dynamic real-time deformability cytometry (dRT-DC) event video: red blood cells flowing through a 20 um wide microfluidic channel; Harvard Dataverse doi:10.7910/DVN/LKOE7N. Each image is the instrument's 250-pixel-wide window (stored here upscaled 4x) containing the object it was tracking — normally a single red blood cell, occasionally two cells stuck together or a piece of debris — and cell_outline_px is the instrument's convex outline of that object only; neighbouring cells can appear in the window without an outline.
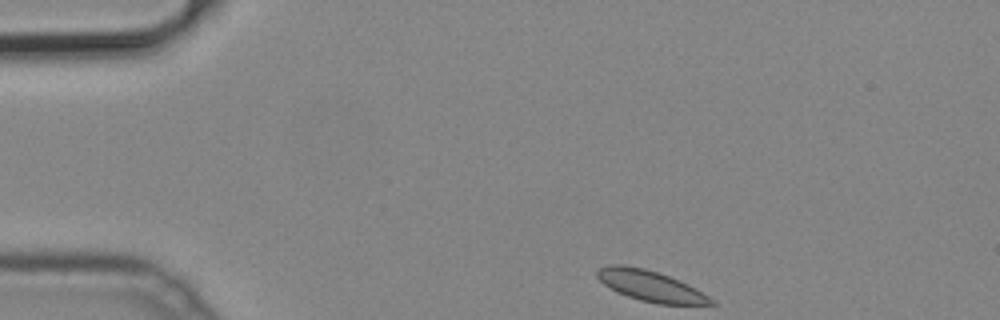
{"species": "common noctule bat (a hibernating species)", "species_latin": "Nyctalus noctula", "temperature_condition": "cold", "stored_images_in_passage": 41, "camera_frame_rate_fps": 3000, "um_per_image_px": 0.085, "animal": {"sex": "male", "body_mass_g": 19.2, "forearm_length_mm": 51.8}, "frame": {"image": 1, "passage_image": 1, "time_ms": 0.0, "image_size_px": [1000, 320], "cell_outline_px": [[716, 304], [656, 304], [640, 300], [616, 292], [604, 284], [596, 276], [596, 272], [600, 268], [608, 264], [620, 264], [644, 268], [668, 276], [688, 284], [716, 300]], "centroid_in_image_um": [55.28, 24.3], "position_along_channel_um": 29.7, "area_um2": 20.29}}
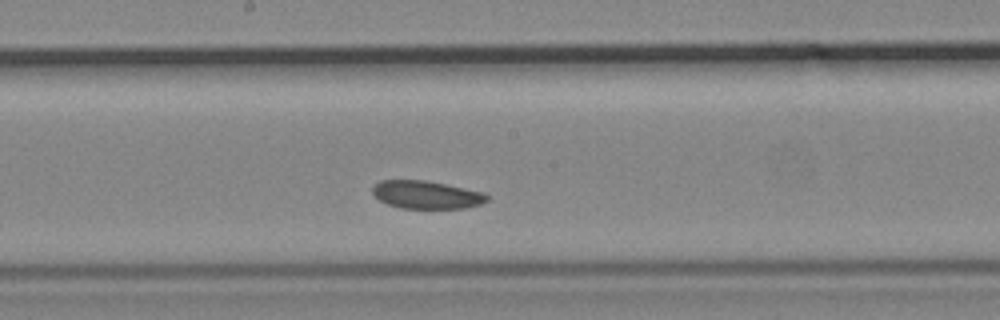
{"frame": {"image": 2, "passage_image": 20, "time_ms": 6.333, "image_size_px": [1000, 320], "cell_outline_px": [[488, 200], [480, 204], [464, 208], [400, 208], [388, 204], [380, 200], [372, 192], [372, 188], [380, 180], [424, 180], [484, 192], [488, 196]], "centroid_in_image_um": [36.24, 16.55], "position_along_channel_um": 212.0, "area_um2": 18.44}}
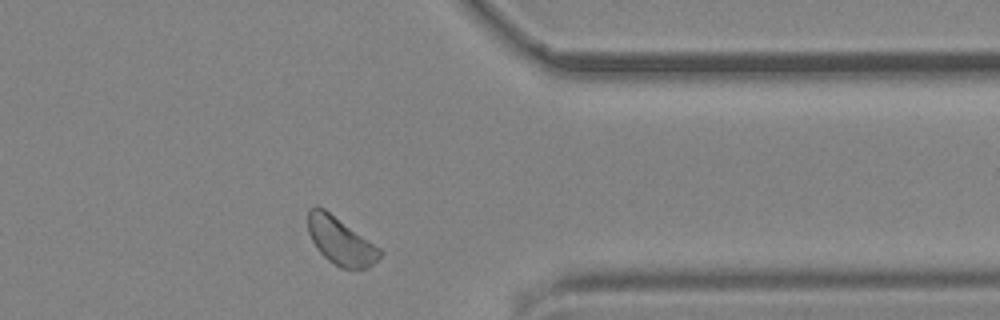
{"frame": {"image": 3, "passage_image": 34, "time_ms": 11.0, "image_size_px": [1000, 320], "cell_outline_px": [[384, 252], [368, 268], [340, 268], [328, 260], [316, 248], [308, 232], [308, 208], [316, 204], [324, 208], [380, 248]], "centroid_in_image_um": [28.92, 20.46], "position_along_channel_um": 382.5, "area_um2": 19.77}}